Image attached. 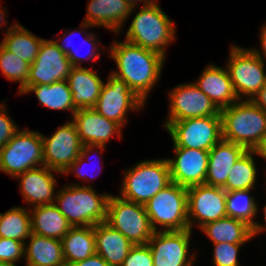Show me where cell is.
I'll return each mask as SVG.
<instances>
[{"mask_svg": "<svg viewBox=\"0 0 266 266\" xmlns=\"http://www.w3.org/2000/svg\"><path fill=\"white\" fill-rule=\"evenodd\" d=\"M108 49L109 58L114 60L117 66V71H112L111 74L123 80L146 104L149 93L161 77L166 58L125 40H113Z\"/></svg>", "mask_w": 266, "mask_h": 266, "instance_id": "1", "label": "cell"}, {"mask_svg": "<svg viewBox=\"0 0 266 266\" xmlns=\"http://www.w3.org/2000/svg\"><path fill=\"white\" fill-rule=\"evenodd\" d=\"M92 185L65 184L54 204L72 227L95 226L106 221L110 194L97 193Z\"/></svg>", "mask_w": 266, "mask_h": 266, "instance_id": "2", "label": "cell"}, {"mask_svg": "<svg viewBox=\"0 0 266 266\" xmlns=\"http://www.w3.org/2000/svg\"><path fill=\"white\" fill-rule=\"evenodd\" d=\"M223 140L254 150L266 136V112L252 100H238L220 110Z\"/></svg>", "mask_w": 266, "mask_h": 266, "instance_id": "3", "label": "cell"}, {"mask_svg": "<svg viewBox=\"0 0 266 266\" xmlns=\"http://www.w3.org/2000/svg\"><path fill=\"white\" fill-rule=\"evenodd\" d=\"M174 24L158 1L142 5L127 29L125 41L155 51L166 58V47L176 40Z\"/></svg>", "mask_w": 266, "mask_h": 266, "instance_id": "4", "label": "cell"}, {"mask_svg": "<svg viewBox=\"0 0 266 266\" xmlns=\"http://www.w3.org/2000/svg\"><path fill=\"white\" fill-rule=\"evenodd\" d=\"M120 197L137 204L146 203L172 183L167 158L140 161L123 174Z\"/></svg>", "mask_w": 266, "mask_h": 266, "instance_id": "5", "label": "cell"}, {"mask_svg": "<svg viewBox=\"0 0 266 266\" xmlns=\"http://www.w3.org/2000/svg\"><path fill=\"white\" fill-rule=\"evenodd\" d=\"M145 208L155 231L189 229L187 188L184 186L172 182L153 196Z\"/></svg>", "mask_w": 266, "mask_h": 266, "instance_id": "6", "label": "cell"}, {"mask_svg": "<svg viewBox=\"0 0 266 266\" xmlns=\"http://www.w3.org/2000/svg\"><path fill=\"white\" fill-rule=\"evenodd\" d=\"M43 165V141L40 132L19 129L0 149V171L13 179L29 169Z\"/></svg>", "mask_w": 266, "mask_h": 266, "instance_id": "7", "label": "cell"}, {"mask_svg": "<svg viewBox=\"0 0 266 266\" xmlns=\"http://www.w3.org/2000/svg\"><path fill=\"white\" fill-rule=\"evenodd\" d=\"M226 63L238 99L252 100L266 84L265 64L251 48L234 44L231 46Z\"/></svg>", "mask_w": 266, "mask_h": 266, "instance_id": "8", "label": "cell"}, {"mask_svg": "<svg viewBox=\"0 0 266 266\" xmlns=\"http://www.w3.org/2000/svg\"><path fill=\"white\" fill-rule=\"evenodd\" d=\"M105 222L121 232L134 245L148 244L155 232L145 205L130 202L111 194L108 198Z\"/></svg>", "mask_w": 266, "mask_h": 266, "instance_id": "9", "label": "cell"}, {"mask_svg": "<svg viewBox=\"0 0 266 266\" xmlns=\"http://www.w3.org/2000/svg\"><path fill=\"white\" fill-rule=\"evenodd\" d=\"M165 129L172 138L173 147L209 151L223 139L221 116H205L173 121Z\"/></svg>", "mask_w": 266, "mask_h": 266, "instance_id": "10", "label": "cell"}, {"mask_svg": "<svg viewBox=\"0 0 266 266\" xmlns=\"http://www.w3.org/2000/svg\"><path fill=\"white\" fill-rule=\"evenodd\" d=\"M107 78L93 109L123 127L127 123L129 111H140L146 106L123 80L111 73Z\"/></svg>", "mask_w": 266, "mask_h": 266, "instance_id": "11", "label": "cell"}, {"mask_svg": "<svg viewBox=\"0 0 266 266\" xmlns=\"http://www.w3.org/2000/svg\"><path fill=\"white\" fill-rule=\"evenodd\" d=\"M169 115L163 122L166 127L170 122L205 116H221L220 110L199 87L192 83H181L168 92Z\"/></svg>", "mask_w": 266, "mask_h": 266, "instance_id": "12", "label": "cell"}, {"mask_svg": "<svg viewBox=\"0 0 266 266\" xmlns=\"http://www.w3.org/2000/svg\"><path fill=\"white\" fill-rule=\"evenodd\" d=\"M42 141L44 166L60 173L78 158L83 147L72 120L59 126L50 137L42 134Z\"/></svg>", "mask_w": 266, "mask_h": 266, "instance_id": "13", "label": "cell"}, {"mask_svg": "<svg viewBox=\"0 0 266 266\" xmlns=\"http://www.w3.org/2000/svg\"><path fill=\"white\" fill-rule=\"evenodd\" d=\"M189 229L227 217L226 191L206 184L187 188ZM194 225V226H193Z\"/></svg>", "mask_w": 266, "mask_h": 266, "instance_id": "14", "label": "cell"}, {"mask_svg": "<svg viewBox=\"0 0 266 266\" xmlns=\"http://www.w3.org/2000/svg\"><path fill=\"white\" fill-rule=\"evenodd\" d=\"M72 67L68 56L53 39H44L35 61L30 65L27 84L18 94H21L28 86L50 85L57 81L66 80Z\"/></svg>", "mask_w": 266, "mask_h": 266, "instance_id": "15", "label": "cell"}, {"mask_svg": "<svg viewBox=\"0 0 266 266\" xmlns=\"http://www.w3.org/2000/svg\"><path fill=\"white\" fill-rule=\"evenodd\" d=\"M192 230L155 231L148 245L154 266H193L196 253L189 257Z\"/></svg>", "mask_w": 266, "mask_h": 266, "instance_id": "16", "label": "cell"}, {"mask_svg": "<svg viewBox=\"0 0 266 266\" xmlns=\"http://www.w3.org/2000/svg\"><path fill=\"white\" fill-rule=\"evenodd\" d=\"M173 150L175 156L167 157L172 182L186 188L205 184L209 151L184 147H174Z\"/></svg>", "mask_w": 266, "mask_h": 266, "instance_id": "17", "label": "cell"}, {"mask_svg": "<svg viewBox=\"0 0 266 266\" xmlns=\"http://www.w3.org/2000/svg\"><path fill=\"white\" fill-rule=\"evenodd\" d=\"M83 145H104L117 136L122 138V127L98 113L93 108H81L72 116Z\"/></svg>", "mask_w": 266, "mask_h": 266, "instance_id": "18", "label": "cell"}, {"mask_svg": "<svg viewBox=\"0 0 266 266\" xmlns=\"http://www.w3.org/2000/svg\"><path fill=\"white\" fill-rule=\"evenodd\" d=\"M55 172L58 175L62 174L43 165L29 169L14 178L20 179L19 190L24 201L30 206L29 209L55 202L57 194Z\"/></svg>", "mask_w": 266, "mask_h": 266, "instance_id": "19", "label": "cell"}, {"mask_svg": "<svg viewBox=\"0 0 266 266\" xmlns=\"http://www.w3.org/2000/svg\"><path fill=\"white\" fill-rule=\"evenodd\" d=\"M134 10L125 0H90L83 23L104 27L117 35Z\"/></svg>", "mask_w": 266, "mask_h": 266, "instance_id": "20", "label": "cell"}, {"mask_svg": "<svg viewBox=\"0 0 266 266\" xmlns=\"http://www.w3.org/2000/svg\"><path fill=\"white\" fill-rule=\"evenodd\" d=\"M194 83L219 110L239 100L234 92L227 67L221 68L215 63H210Z\"/></svg>", "mask_w": 266, "mask_h": 266, "instance_id": "21", "label": "cell"}, {"mask_svg": "<svg viewBox=\"0 0 266 266\" xmlns=\"http://www.w3.org/2000/svg\"><path fill=\"white\" fill-rule=\"evenodd\" d=\"M98 70L93 71L83 67H72L66 79L72 92V101L77 109L93 108L98 100L103 80L98 76Z\"/></svg>", "mask_w": 266, "mask_h": 266, "instance_id": "22", "label": "cell"}, {"mask_svg": "<svg viewBox=\"0 0 266 266\" xmlns=\"http://www.w3.org/2000/svg\"><path fill=\"white\" fill-rule=\"evenodd\" d=\"M246 151L243 146L221 140L209 150V162L205 184L223 188L229 171L237 159Z\"/></svg>", "mask_w": 266, "mask_h": 266, "instance_id": "23", "label": "cell"}, {"mask_svg": "<svg viewBox=\"0 0 266 266\" xmlns=\"http://www.w3.org/2000/svg\"><path fill=\"white\" fill-rule=\"evenodd\" d=\"M96 253L110 266H121L134 244L105 221L94 226Z\"/></svg>", "mask_w": 266, "mask_h": 266, "instance_id": "24", "label": "cell"}, {"mask_svg": "<svg viewBox=\"0 0 266 266\" xmlns=\"http://www.w3.org/2000/svg\"><path fill=\"white\" fill-rule=\"evenodd\" d=\"M26 266H65L62 242L31 233L29 243L24 244Z\"/></svg>", "mask_w": 266, "mask_h": 266, "instance_id": "25", "label": "cell"}, {"mask_svg": "<svg viewBox=\"0 0 266 266\" xmlns=\"http://www.w3.org/2000/svg\"><path fill=\"white\" fill-rule=\"evenodd\" d=\"M29 210L32 233L61 240L72 228L54 203L36 206Z\"/></svg>", "mask_w": 266, "mask_h": 266, "instance_id": "26", "label": "cell"}, {"mask_svg": "<svg viewBox=\"0 0 266 266\" xmlns=\"http://www.w3.org/2000/svg\"><path fill=\"white\" fill-rule=\"evenodd\" d=\"M209 237L212 244L232 243L246 244L253 239L252 227L244 221L232 217H224L208 222L199 228Z\"/></svg>", "mask_w": 266, "mask_h": 266, "instance_id": "27", "label": "cell"}, {"mask_svg": "<svg viewBox=\"0 0 266 266\" xmlns=\"http://www.w3.org/2000/svg\"><path fill=\"white\" fill-rule=\"evenodd\" d=\"M65 265L96 253L94 226L72 227L61 239Z\"/></svg>", "mask_w": 266, "mask_h": 266, "instance_id": "28", "label": "cell"}, {"mask_svg": "<svg viewBox=\"0 0 266 266\" xmlns=\"http://www.w3.org/2000/svg\"><path fill=\"white\" fill-rule=\"evenodd\" d=\"M5 29V35L1 44L11 53L30 65L35 61L39 53L43 38L36 37L28 29L19 23H13Z\"/></svg>", "mask_w": 266, "mask_h": 266, "instance_id": "29", "label": "cell"}, {"mask_svg": "<svg viewBox=\"0 0 266 266\" xmlns=\"http://www.w3.org/2000/svg\"><path fill=\"white\" fill-rule=\"evenodd\" d=\"M36 95L41 105L52 110L71 112L70 117L77 111L72 101V92L66 80L57 81L50 85L28 86L21 94L32 93Z\"/></svg>", "mask_w": 266, "mask_h": 266, "instance_id": "30", "label": "cell"}, {"mask_svg": "<svg viewBox=\"0 0 266 266\" xmlns=\"http://www.w3.org/2000/svg\"><path fill=\"white\" fill-rule=\"evenodd\" d=\"M80 29L78 30H74L72 32H65L63 34V36L56 38V40H53L57 46L68 56V58L70 59L71 65L73 67H83V62L84 60H88L93 62H96L101 56H100V48L98 46V39L96 38L94 32L91 33H87L89 32V28H94L91 25L87 24V23H83L81 27H79ZM87 31H85V30ZM87 33V34H86ZM75 34H82L83 35V42L84 45L89 44V52L87 54H84V56H82L80 54V52L78 51L79 48H76L77 46H73L72 42V37ZM85 34V36H84ZM63 37V38H62ZM74 38V37H73ZM63 39V40H62Z\"/></svg>", "mask_w": 266, "mask_h": 266, "instance_id": "31", "label": "cell"}, {"mask_svg": "<svg viewBox=\"0 0 266 266\" xmlns=\"http://www.w3.org/2000/svg\"><path fill=\"white\" fill-rule=\"evenodd\" d=\"M254 150H246L235 162L226 180L223 189L228 191H241L254 189L257 180Z\"/></svg>", "mask_w": 266, "mask_h": 266, "instance_id": "32", "label": "cell"}, {"mask_svg": "<svg viewBox=\"0 0 266 266\" xmlns=\"http://www.w3.org/2000/svg\"><path fill=\"white\" fill-rule=\"evenodd\" d=\"M29 207H12L0 213V237L26 243L31 234Z\"/></svg>", "mask_w": 266, "mask_h": 266, "instance_id": "33", "label": "cell"}, {"mask_svg": "<svg viewBox=\"0 0 266 266\" xmlns=\"http://www.w3.org/2000/svg\"><path fill=\"white\" fill-rule=\"evenodd\" d=\"M251 191L252 189L226 192V214L228 217L239 219L253 227L257 222L255 217H257L259 207Z\"/></svg>", "mask_w": 266, "mask_h": 266, "instance_id": "34", "label": "cell"}, {"mask_svg": "<svg viewBox=\"0 0 266 266\" xmlns=\"http://www.w3.org/2000/svg\"><path fill=\"white\" fill-rule=\"evenodd\" d=\"M0 71L7 80L19 82V92L27 84L30 64L11 53L0 43Z\"/></svg>", "mask_w": 266, "mask_h": 266, "instance_id": "35", "label": "cell"}, {"mask_svg": "<svg viewBox=\"0 0 266 266\" xmlns=\"http://www.w3.org/2000/svg\"><path fill=\"white\" fill-rule=\"evenodd\" d=\"M243 245L226 242L213 244L214 266H239L238 253Z\"/></svg>", "mask_w": 266, "mask_h": 266, "instance_id": "36", "label": "cell"}, {"mask_svg": "<svg viewBox=\"0 0 266 266\" xmlns=\"http://www.w3.org/2000/svg\"><path fill=\"white\" fill-rule=\"evenodd\" d=\"M105 148L106 147L104 145H83L82 150L80 151V155L78 156V158L70 166H68L62 174L67 176L70 173L71 174L74 173L76 177H78L79 179L81 178L85 182L86 181L88 182L90 180L93 181L94 177L93 176H92V178L90 177L91 179L88 178L90 175L88 176L89 173L87 174V172H88L87 170H86L87 172L85 170H83L84 169L83 165H85L87 163V160L89 158L88 156L90 154H92L93 151H95V149H96V152L98 150L101 151L100 154L102 155Z\"/></svg>", "mask_w": 266, "mask_h": 266, "instance_id": "37", "label": "cell"}, {"mask_svg": "<svg viewBox=\"0 0 266 266\" xmlns=\"http://www.w3.org/2000/svg\"><path fill=\"white\" fill-rule=\"evenodd\" d=\"M24 244L18 240L0 237V264L16 266L15 263L24 258Z\"/></svg>", "mask_w": 266, "mask_h": 266, "instance_id": "38", "label": "cell"}, {"mask_svg": "<svg viewBox=\"0 0 266 266\" xmlns=\"http://www.w3.org/2000/svg\"><path fill=\"white\" fill-rule=\"evenodd\" d=\"M121 266H154L149 245H134Z\"/></svg>", "mask_w": 266, "mask_h": 266, "instance_id": "39", "label": "cell"}, {"mask_svg": "<svg viewBox=\"0 0 266 266\" xmlns=\"http://www.w3.org/2000/svg\"><path fill=\"white\" fill-rule=\"evenodd\" d=\"M0 104V149L4 147L19 130V126L9 116L6 104Z\"/></svg>", "mask_w": 266, "mask_h": 266, "instance_id": "40", "label": "cell"}, {"mask_svg": "<svg viewBox=\"0 0 266 266\" xmlns=\"http://www.w3.org/2000/svg\"><path fill=\"white\" fill-rule=\"evenodd\" d=\"M65 266H110V265L101 256L95 253L94 255L89 256L85 260L67 264Z\"/></svg>", "mask_w": 266, "mask_h": 266, "instance_id": "41", "label": "cell"}, {"mask_svg": "<svg viewBox=\"0 0 266 266\" xmlns=\"http://www.w3.org/2000/svg\"><path fill=\"white\" fill-rule=\"evenodd\" d=\"M260 45H261V52L258 49L251 48L257 57L265 64L266 62V24L262 25L260 30ZM264 55V56H263Z\"/></svg>", "mask_w": 266, "mask_h": 266, "instance_id": "42", "label": "cell"}, {"mask_svg": "<svg viewBox=\"0 0 266 266\" xmlns=\"http://www.w3.org/2000/svg\"><path fill=\"white\" fill-rule=\"evenodd\" d=\"M252 101L266 112V84L263 88L255 95Z\"/></svg>", "mask_w": 266, "mask_h": 266, "instance_id": "43", "label": "cell"}, {"mask_svg": "<svg viewBox=\"0 0 266 266\" xmlns=\"http://www.w3.org/2000/svg\"><path fill=\"white\" fill-rule=\"evenodd\" d=\"M263 219H264V224L261 222H256L255 225L252 227V235L253 238H255V236L261 234V232L266 231V204L263 206Z\"/></svg>", "mask_w": 266, "mask_h": 266, "instance_id": "44", "label": "cell"}, {"mask_svg": "<svg viewBox=\"0 0 266 266\" xmlns=\"http://www.w3.org/2000/svg\"><path fill=\"white\" fill-rule=\"evenodd\" d=\"M255 155L266 160V136L260 141L258 146L254 149Z\"/></svg>", "mask_w": 266, "mask_h": 266, "instance_id": "45", "label": "cell"}, {"mask_svg": "<svg viewBox=\"0 0 266 266\" xmlns=\"http://www.w3.org/2000/svg\"><path fill=\"white\" fill-rule=\"evenodd\" d=\"M131 7H137V4L139 2H144L143 5H146V4H152L158 0H125Z\"/></svg>", "mask_w": 266, "mask_h": 266, "instance_id": "46", "label": "cell"}, {"mask_svg": "<svg viewBox=\"0 0 266 266\" xmlns=\"http://www.w3.org/2000/svg\"><path fill=\"white\" fill-rule=\"evenodd\" d=\"M3 9H4V7L3 8L0 7V30L1 29L3 30L2 25H4V24L6 25V23H7V19L5 18V17H7V16H5L6 15L5 13H7V12H5Z\"/></svg>", "mask_w": 266, "mask_h": 266, "instance_id": "47", "label": "cell"}, {"mask_svg": "<svg viewBox=\"0 0 266 266\" xmlns=\"http://www.w3.org/2000/svg\"><path fill=\"white\" fill-rule=\"evenodd\" d=\"M0 266H13V265L0 264Z\"/></svg>", "mask_w": 266, "mask_h": 266, "instance_id": "48", "label": "cell"}]
</instances>
